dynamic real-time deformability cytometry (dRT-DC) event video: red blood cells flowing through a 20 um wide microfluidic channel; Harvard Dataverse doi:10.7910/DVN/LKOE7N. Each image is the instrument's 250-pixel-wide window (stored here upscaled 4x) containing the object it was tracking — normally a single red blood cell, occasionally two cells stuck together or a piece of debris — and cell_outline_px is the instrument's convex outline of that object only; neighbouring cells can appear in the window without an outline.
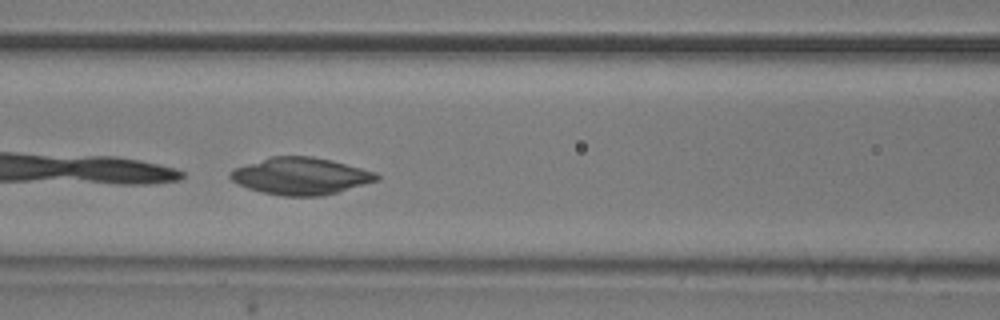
{"species": "common noctule bat (a hibernating species)", "species_latin": "Nyctalus noctula", "temperature_condition": "room temperature", "stored_images_in_passage": 33, "camera_frame_rate_fps": 3000, "um_per_image_px": 0.085, "animal": {"sex": "male", "body_mass_g": 20.5, "forearm_length_mm": 52.5}, "frame": {"image": 1, "passage_image": 6, "time_ms": 1.667, "image_size_px": [1000, 320], "cell_outline_px": [[380, 180], [336, 192], [320, 196], [284, 196], [260, 192], [248, 188], [232, 180], [228, 176], [228, 172], [232, 168], [268, 156], [312, 156], [332, 160], [376, 172], [380, 176]], "centroid_in_image_um": [25.52, 14.95], "position_along_channel_um": 141.1, "area_um2": 31.79}}